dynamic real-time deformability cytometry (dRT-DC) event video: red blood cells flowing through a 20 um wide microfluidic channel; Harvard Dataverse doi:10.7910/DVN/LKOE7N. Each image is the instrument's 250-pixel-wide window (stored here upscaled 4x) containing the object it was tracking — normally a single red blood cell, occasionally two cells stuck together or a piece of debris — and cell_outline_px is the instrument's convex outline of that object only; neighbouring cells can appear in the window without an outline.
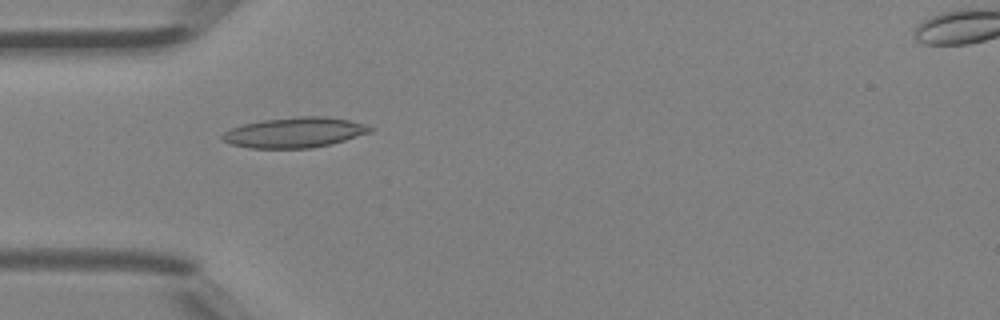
{"species": "Egyptian fruit bat (a non-hibernating species)", "species_latin": "Rousettus aegyptiacus", "temperature_condition": "room temperature", "stored_images_in_passage": 4, "camera_frame_rate_fps": 3000, "um_per_image_px": 0.085, "animal": {"sex": "female"}, "frame": {"image": 1, "passage_image": 3, "time_ms": 0.667, "image_size_px": [1000, 320], "cell_outline_px": [[372, 128], [368, 132], [344, 140], [312, 148], [252, 148], [232, 144], [224, 140], [220, 136], [224, 132], [232, 128], [244, 124], [264, 120], [300, 116], [320, 116], [348, 120], [364, 124]], "centroid_in_image_um": [25.0, 11.26], "position_along_channel_um": 60.0, "area_um2": 25.43}}
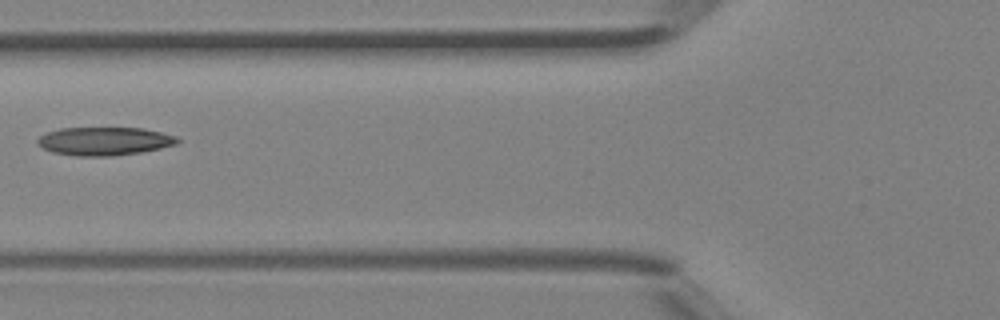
{"frame": {"image": 2, "passage_image": 4, "time_ms": 1.0, "image_size_px": [1000, 320], "cell_outline_px": [[180, 140], [176, 144], [160, 148], [140, 152], [108, 156], [76, 156], [52, 152], [44, 148], [36, 140], [40, 136], [48, 132], [60, 128], [144, 128], [176, 136]], "centroid_in_image_um": [8.88, 11.99], "position_along_channel_um": 116.9, "area_um2": 22.83}}